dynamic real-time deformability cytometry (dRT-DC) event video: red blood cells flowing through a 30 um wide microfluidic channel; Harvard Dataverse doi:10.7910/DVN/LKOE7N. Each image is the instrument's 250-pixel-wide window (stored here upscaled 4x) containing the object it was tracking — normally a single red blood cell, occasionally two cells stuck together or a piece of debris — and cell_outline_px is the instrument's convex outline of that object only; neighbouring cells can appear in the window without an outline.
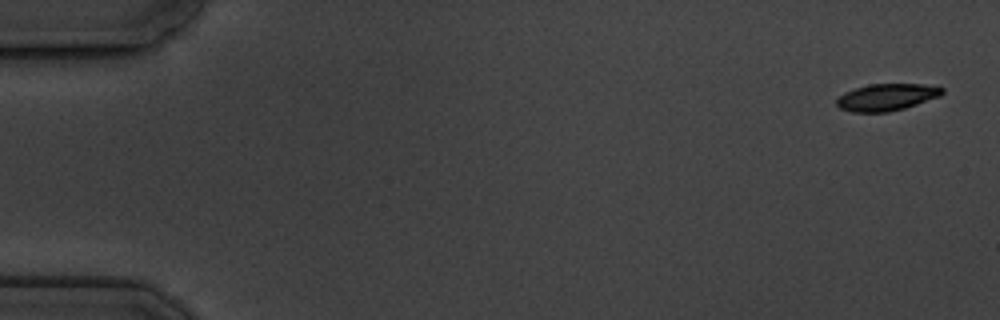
{"species": "common noctule bat (a hibernating species)", "species_latin": "Nyctalus noctula", "temperature_condition": "cold", "stored_images_in_passage": 7, "camera_frame_rate_fps": 3000, "um_per_image_px": 0.085, "animal": {"sex": "male", "body_mass_g": 19.5, "forearm_length_mm": 54.6}, "frame": {"image": 1, "passage_image": 1, "time_ms": 0.0, "image_size_px": [1000, 320], "cell_outline_px": [[944, 92], [940, 96], [904, 108], [888, 112], [852, 112], [840, 108], [836, 104], [836, 100], [844, 92], [868, 84], [924, 84], [944, 88]], "centroid_in_image_um": [75.36, 8.26], "position_along_channel_um": 9.6, "area_um2": 16.47}}
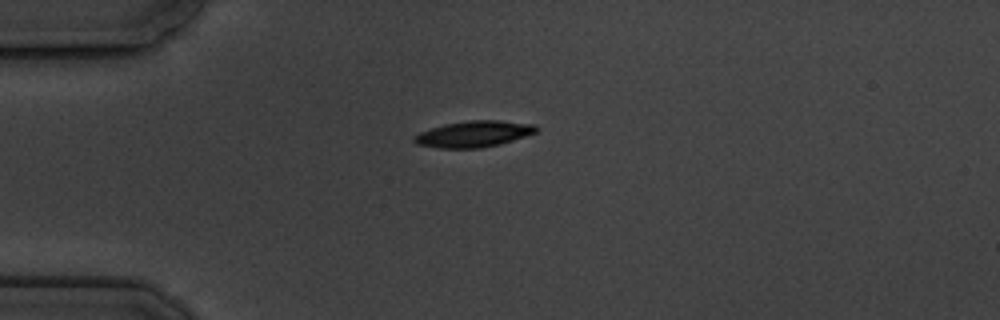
{"frame": {"image": 2, "passage_image": 4, "time_ms": 4.333, "image_size_px": [1000, 320], "cell_outline_px": [[536, 132], [500, 144], [480, 148], [440, 148], [416, 144], [412, 140], [412, 136], [420, 132], [444, 124], [468, 120], [500, 120], [536, 124]], "centroid_in_image_um": [40.24, 11.38], "position_along_channel_um": 44.8, "area_um2": 18.61}}
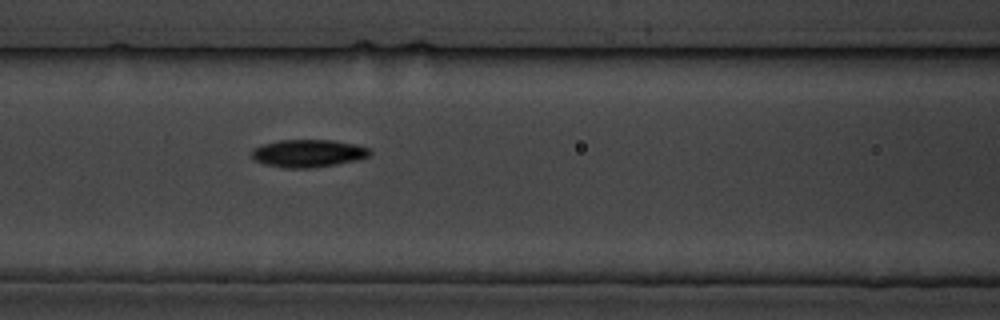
{"frame": {"image": 3, "passage_image": 7, "time_ms": 7.667, "image_size_px": [1000, 320], "cell_outline_px": [[372, 152], [368, 156], [356, 160], [336, 164], [308, 168], [288, 168], [264, 164], [256, 160], [252, 156], [252, 148], [260, 144], [280, 140], [336, 140], [356, 144], [368, 148]], "centroid_in_image_um": [26.18, 13.02], "position_along_channel_um": 140.4, "area_um2": 19.02}}